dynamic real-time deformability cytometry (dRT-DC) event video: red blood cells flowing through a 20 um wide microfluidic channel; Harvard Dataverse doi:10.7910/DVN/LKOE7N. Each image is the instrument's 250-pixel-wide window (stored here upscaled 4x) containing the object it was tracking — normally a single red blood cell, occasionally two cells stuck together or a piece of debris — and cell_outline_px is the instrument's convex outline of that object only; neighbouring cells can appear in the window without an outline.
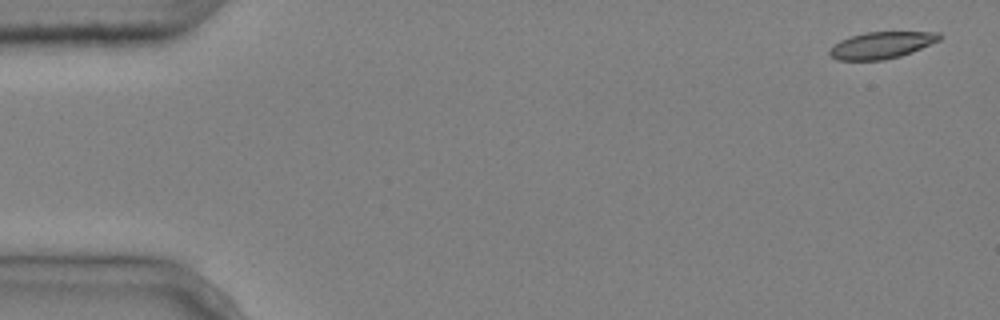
{"species": "common noctule bat (a hibernating species)", "species_latin": "Nyctalus noctula", "temperature_condition": "cold", "stored_images_in_passage": 3, "camera_frame_rate_fps": 3000, "um_per_image_px": 0.085, "animal": {"sex": "male", "body_mass_g": 20.4}, "frame": {"image": 1, "passage_image": 1, "time_ms": 0.0, "image_size_px": [1000, 320], "cell_outline_px": [[944, 36], [940, 40], [912, 52], [900, 56], [880, 60], [836, 60], [828, 52], [828, 48], [840, 40], [864, 32], [940, 32]], "centroid_in_image_um": [74.93, 3.83], "position_along_channel_um": 10.1, "area_um2": 17.17}}